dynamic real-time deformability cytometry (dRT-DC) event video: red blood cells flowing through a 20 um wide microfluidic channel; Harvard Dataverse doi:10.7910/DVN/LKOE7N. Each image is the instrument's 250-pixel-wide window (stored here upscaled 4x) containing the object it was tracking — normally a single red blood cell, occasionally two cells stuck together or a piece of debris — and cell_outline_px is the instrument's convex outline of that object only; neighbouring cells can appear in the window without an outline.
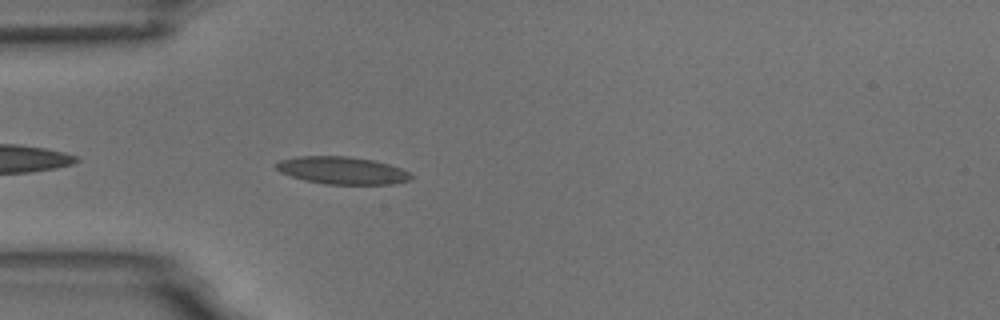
{"species": "common noctule bat (a hibernating species)", "species_latin": "Nyctalus noctula", "temperature_condition": "room temperature", "stored_images_in_passage": 4, "camera_frame_rate_fps": 3000, "um_per_image_px": 0.085, "animal": {"sex": "male", "body_mass_g": 18.8}, "frame": {"image": 1, "passage_image": 4, "time_ms": 3.667, "image_size_px": [1000, 320], "cell_outline_px": [[412, 180], [396, 184], [324, 184], [304, 180], [280, 172], [272, 164], [280, 160], [296, 156], [348, 156], [372, 160], [388, 164], [400, 168], [408, 172], [412, 176]], "centroid_in_image_um": [29.06, 14.49], "position_along_channel_um": 55.9, "area_um2": 21.68}}